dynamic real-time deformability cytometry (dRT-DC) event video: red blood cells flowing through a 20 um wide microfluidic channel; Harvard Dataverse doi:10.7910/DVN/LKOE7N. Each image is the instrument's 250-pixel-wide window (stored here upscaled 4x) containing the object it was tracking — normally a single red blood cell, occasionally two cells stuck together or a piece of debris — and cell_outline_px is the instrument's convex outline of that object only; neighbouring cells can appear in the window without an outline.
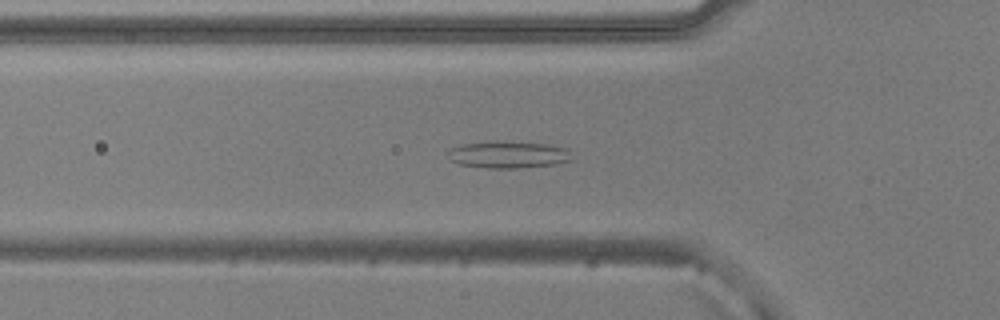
{"species": "common noctule bat (a hibernating species)", "species_latin": "Nyctalus noctula", "temperature_condition": "warm", "stored_images_in_passage": 52, "camera_frame_rate_fps": 3000, "um_per_image_px": 0.085, "animal": {"sex": "male", "body_mass_g": 20.5, "forearm_length_mm": 52.5}, "frame": {"image": 1, "passage_image": 17, "time_ms": 5.333, "image_size_px": [1000, 320], "cell_outline_px": [[572, 160], [556, 164], [520, 168], [484, 168], [460, 164], [448, 160], [444, 156], [448, 148], [460, 144], [544, 144], [564, 148], [568, 152]], "centroid_in_image_um": [43.09, 13.21], "position_along_channel_um": 82.7, "area_um2": 18.61}}
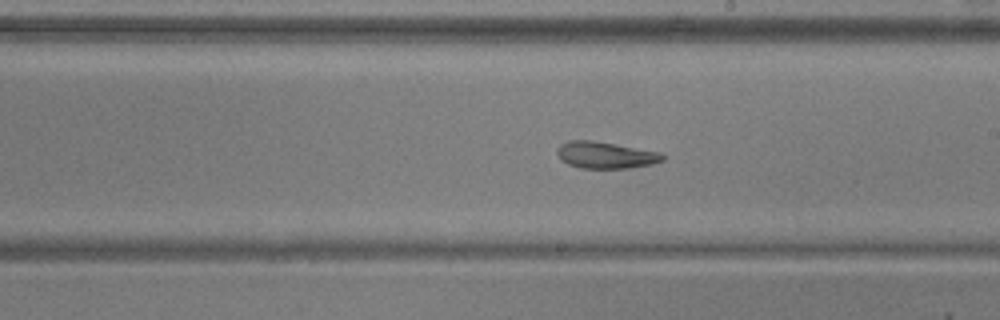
{"frame": {"image": 2, "passage_image": 29, "time_ms": 9.333, "image_size_px": [1000, 320], "cell_outline_px": [[664, 160], [652, 164], [632, 168], [580, 168], [568, 164], [560, 160], [556, 152], [556, 148], [560, 144], [568, 140], [592, 140], [660, 152], [664, 156]], "centroid_in_image_um": [51.43, 13.18], "position_along_channel_um": 237.6, "area_um2": 16.53}}
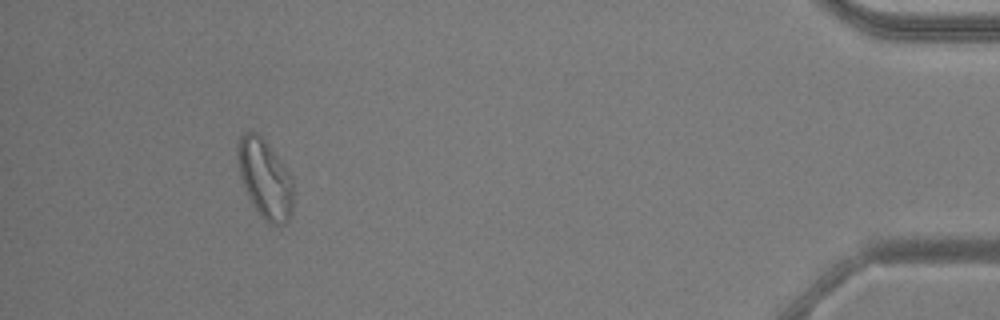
{"frame": {"image": 3, "passage_image": 48, "time_ms": 15.667, "image_size_px": [1000, 320], "cell_outline_px": [[292, 208], [288, 220], [284, 224], [272, 224], [264, 220], [260, 216], [252, 204], [248, 196], [240, 176], [236, 148], [240, 136], [244, 132], [256, 132], [268, 144], [288, 172], [292, 180]], "centroid_in_image_um": [22.49, 15.2], "position_along_channel_um": 412.7, "area_um2": 25.2}, "authors_computed_cell_mechanics": {"area_um2": 21.6172, "velocity_mm_per_s": 3.8543, "shape_relaxation_time_tau1_ms": null, "shape_relaxation_time_tau2_ms": 7.0772, "deformation_change_tau1": null, "deformation_change_tau2": 0.1619}}